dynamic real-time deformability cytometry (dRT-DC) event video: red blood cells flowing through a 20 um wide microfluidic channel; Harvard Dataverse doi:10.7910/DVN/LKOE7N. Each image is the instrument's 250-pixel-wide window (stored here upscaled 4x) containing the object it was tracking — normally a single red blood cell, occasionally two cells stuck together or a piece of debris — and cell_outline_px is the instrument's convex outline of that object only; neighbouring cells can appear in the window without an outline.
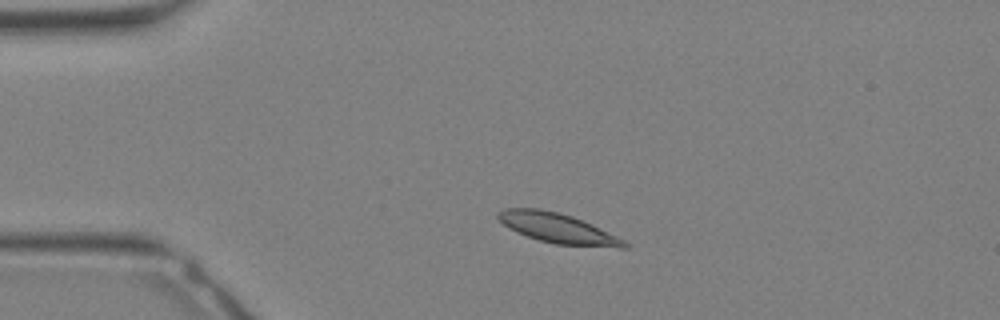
{"species": "Egyptian fruit bat (a non-hibernating species)", "species_latin": "Rousettus aegyptiacus", "temperature_condition": "warm", "stored_images_in_passage": 26, "camera_frame_rate_fps": 3000, "um_per_image_px": 0.085, "animal": {"sex": "female"}, "frame": {"image": 1, "passage_image": 4, "time_ms": 1.0, "image_size_px": [1000, 320], "cell_outline_px": [[628, 248], [620, 248], [556, 244], [540, 240], [516, 232], [504, 224], [496, 216], [496, 212], [504, 208], [540, 208], [572, 216], [592, 224], [624, 240], [628, 244]], "centroid_in_image_um": [47.4, 19.39], "position_along_channel_um": 37.6, "area_um2": 21.79}}
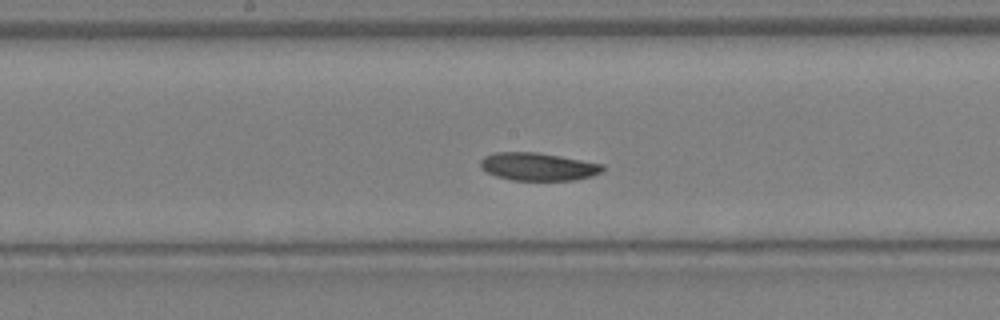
{"frame": {"image": 2, "passage_image": 14, "time_ms": 4.333, "image_size_px": [1000, 320], "cell_outline_px": [[604, 168], [600, 172], [592, 176], [572, 180], [512, 180], [496, 176], [488, 172], [480, 164], [480, 160], [484, 156], [492, 152], [536, 152], [560, 156], [604, 164]], "centroid_in_image_um": [45.73, 14.15], "position_along_channel_um": 202.5, "area_um2": 19.71}}
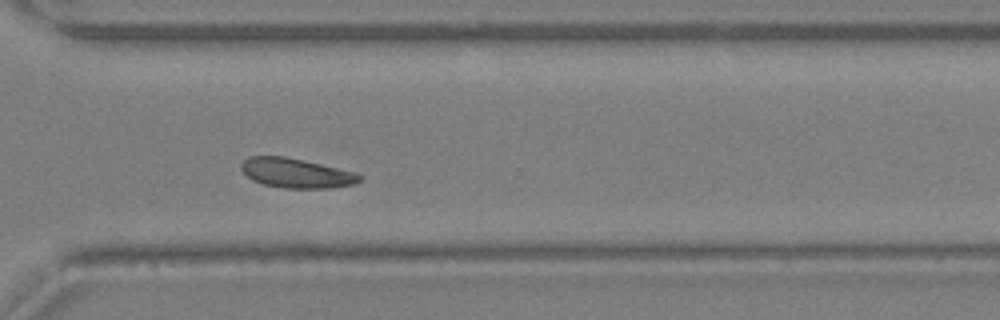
{"frame": {"image": 3, "passage_image": 21, "time_ms": 6.667, "image_size_px": [1000, 320], "cell_outline_px": [[364, 180], [356, 184], [332, 188], [284, 188], [264, 184], [252, 180], [240, 168], [240, 164], [248, 156], [284, 156], [304, 160], [352, 172], [364, 176]], "centroid_in_image_um": [25.19, 14.72], "position_along_channel_um": 345.4, "area_um2": 20.4}}